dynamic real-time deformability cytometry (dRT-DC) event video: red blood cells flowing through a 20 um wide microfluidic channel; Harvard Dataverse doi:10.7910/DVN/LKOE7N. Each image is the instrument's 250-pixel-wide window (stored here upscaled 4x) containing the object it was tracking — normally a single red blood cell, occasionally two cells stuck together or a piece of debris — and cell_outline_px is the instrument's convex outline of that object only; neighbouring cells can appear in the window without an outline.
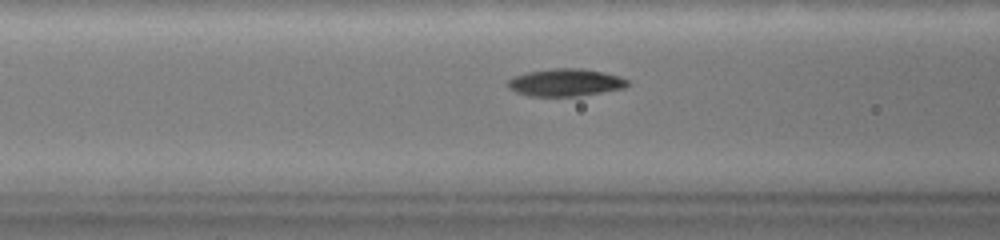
{"species": "common noctule bat (a hibernating species)", "species_latin": "Nyctalus noctula", "temperature_condition": "warm", "stored_images_in_passage": 69, "camera_frame_rate_fps": 3000, "um_per_image_px": 0.085, "animal": {"sex": "female", "body_mass_g": 19.0, "forearm_length_mm": 51.5}, "frame": {"image": 1, "passage_image": 29, "time_ms": 9.333, "image_size_px": [1000, 240], "cell_outline_px": [[628, 84], [624, 88], [580, 96], [528, 96], [516, 92], [508, 88], [508, 80], [512, 76], [528, 72], [552, 68], [580, 68], [604, 72], [620, 76], [628, 80]], "centroid_in_image_um": [48.05, 7.01], "position_along_channel_um": 118.6, "area_um2": 19.25}}
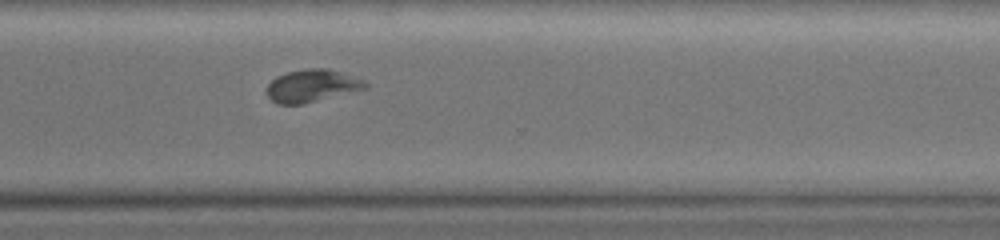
{"frame": {"image": 2, "passage_image": 54, "time_ms": 17.667, "image_size_px": [1000, 240], "cell_outline_px": [[368, 88], [304, 104], [276, 104], [268, 96], [268, 84], [276, 76], [288, 72], [304, 68], [328, 68], [344, 72], [364, 80], [368, 84]], "centroid_in_image_um": [26.55, 7.28], "position_along_channel_um": 344.0, "area_um2": 18.84}}
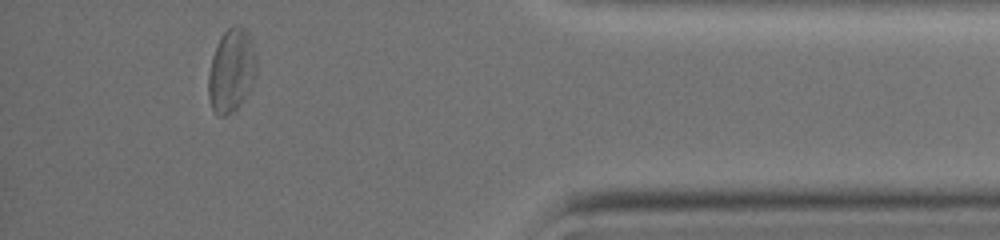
{"frame": {"image": 3, "passage_image": 65, "time_ms": 21.333, "image_size_px": [1000, 240], "cell_outline_px": [[256, 72], [252, 84], [244, 100], [232, 112], [224, 116], [216, 116], [212, 108], [208, 96], [208, 76], [212, 56], [224, 32], [228, 28], [236, 24], [244, 28], [252, 36], [256, 60]], "centroid_in_image_um": [19.68, 6.0], "position_along_channel_um": 415.5, "area_um2": 23.41}, "authors_computed_cell_mechanics": {"area_um2": 19.5364, "velocity_mm_per_s": 2.7061, "shape_relaxation_time_tau1_ms": 5.8088, "shape_relaxation_time_tau2_ms": 3.9425, "deformation_change_tau1": 0.1629, "deformation_change_tau2": 0.0777}}